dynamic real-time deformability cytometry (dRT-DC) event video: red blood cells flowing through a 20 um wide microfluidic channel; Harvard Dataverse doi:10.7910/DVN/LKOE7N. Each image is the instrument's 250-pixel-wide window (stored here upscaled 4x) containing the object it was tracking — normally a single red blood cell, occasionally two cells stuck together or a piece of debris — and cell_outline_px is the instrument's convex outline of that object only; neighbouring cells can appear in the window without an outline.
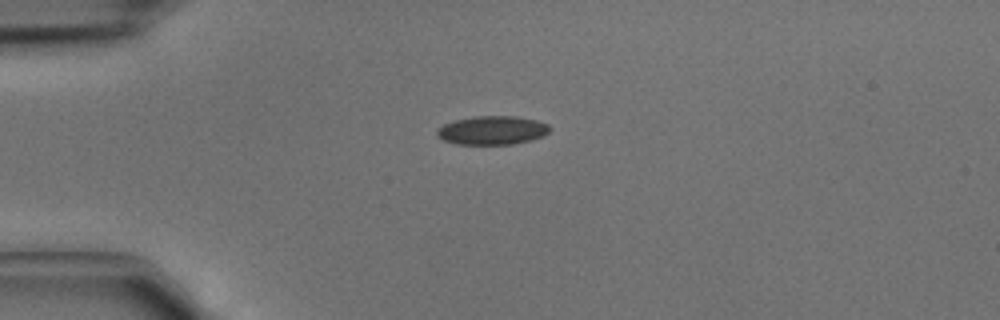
{"species": "common noctule bat (a hibernating species)", "species_latin": "Nyctalus noctula", "temperature_condition": "cold", "stored_images_in_passage": 1, "camera_frame_rate_fps": 3000, "um_per_image_px": 0.085, "animal": {"sex": "male", "body_mass_g": 15.6}, "frame": {"image": 1, "passage_image": 1, "time_ms": 0.0, "image_size_px": [1000, 320], "cell_outline_px": [[552, 128], [544, 136], [532, 140], [512, 144], [456, 144], [444, 140], [436, 136], [436, 128], [452, 120], [472, 116], [516, 116], [536, 120], [548, 124]], "centroid_in_image_um": [41.82, 11.07], "position_along_channel_um": 43.2, "area_um2": 19.13}}